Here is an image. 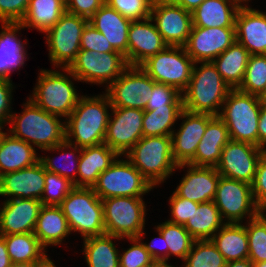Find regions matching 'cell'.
Listing matches in <instances>:
<instances>
[{
	"mask_svg": "<svg viewBox=\"0 0 266 267\" xmlns=\"http://www.w3.org/2000/svg\"><path fill=\"white\" fill-rule=\"evenodd\" d=\"M260 98H261V101L266 103V91L263 93V95Z\"/></svg>",
	"mask_w": 266,
	"mask_h": 267,
	"instance_id": "obj_66",
	"label": "cell"
},
{
	"mask_svg": "<svg viewBox=\"0 0 266 267\" xmlns=\"http://www.w3.org/2000/svg\"><path fill=\"white\" fill-rule=\"evenodd\" d=\"M132 21L104 3L89 19L103 33L113 49L126 57L128 62V29Z\"/></svg>",
	"mask_w": 266,
	"mask_h": 267,
	"instance_id": "obj_25",
	"label": "cell"
},
{
	"mask_svg": "<svg viewBox=\"0 0 266 267\" xmlns=\"http://www.w3.org/2000/svg\"><path fill=\"white\" fill-rule=\"evenodd\" d=\"M150 18L168 46H185L192 30L191 12L169 0H153Z\"/></svg>",
	"mask_w": 266,
	"mask_h": 267,
	"instance_id": "obj_15",
	"label": "cell"
},
{
	"mask_svg": "<svg viewBox=\"0 0 266 267\" xmlns=\"http://www.w3.org/2000/svg\"><path fill=\"white\" fill-rule=\"evenodd\" d=\"M250 53L238 41L227 48L212 62L223 80L232 88H238L244 78Z\"/></svg>",
	"mask_w": 266,
	"mask_h": 267,
	"instance_id": "obj_33",
	"label": "cell"
},
{
	"mask_svg": "<svg viewBox=\"0 0 266 267\" xmlns=\"http://www.w3.org/2000/svg\"><path fill=\"white\" fill-rule=\"evenodd\" d=\"M253 267H266V261L253 263Z\"/></svg>",
	"mask_w": 266,
	"mask_h": 267,
	"instance_id": "obj_64",
	"label": "cell"
},
{
	"mask_svg": "<svg viewBox=\"0 0 266 267\" xmlns=\"http://www.w3.org/2000/svg\"><path fill=\"white\" fill-rule=\"evenodd\" d=\"M154 229H158L164 237L165 248H168V260L173 255L184 261L195 241L184 225L166 220L155 226Z\"/></svg>",
	"mask_w": 266,
	"mask_h": 267,
	"instance_id": "obj_40",
	"label": "cell"
},
{
	"mask_svg": "<svg viewBox=\"0 0 266 267\" xmlns=\"http://www.w3.org/2000/svg\"><path fill=\"white\" fill-rule=\"evenodd\" d=\"M181 267H225L226 261L211 239L195 240Z\"/></svg>",
	"mask_w": 266,
	"mask_h": 267,
	"instance_id": "obj_41",
	"label": "cell"
},
{
	"mask_svg": "<svg viewBox=\"0 0 266 267\" xmlns=\"http://www.w3.org/2000/svg\"><path fill=\"white\" fill-rule=\"evenodd\" d=\"M177 168H187L186 174L174 191L179 197L197 203L213 201L220 178V174L215 167L179 164Z\"/></svg>",
	"mask_w": 266,
	"mask_h": 267,
	"instance_id": "obj_23",
	"label": "cell"
},
{
	"mask_svg": "<svg viewBox=\"0 0 266 267\" xmlns=\"http://www.w3.org/2000/svg\"><path fill=\"white\" fill-rule=\"evenodd\" d=\"M89 20L65 12L57 23L45 32L49 60L53 67L69 68L77 58L82 31Z\"/></svg>",
	"mask_w": 266,
	"mask_h": 267,
	"instance_id": "obj_10",
	"label": "cell"
},
{
	"mask_svg": "<svg viewBox=\"0 0 266 267\" xmlns=\"http://www.w3.org/2000/svg\"><path fill=\"white\" fill-rule=\"evenodd\" d=\"M160 107H183L182 94L173 86L156 82L144 111Z\"/></svg>",
	"mask_w": 266,
	"mask_h": 267,
	"instance_id": "obj_46",
	"label": "cell"
},
{
	"mask_svg": "<svg viewBox=\"0 0 266 267\" xmlns=\"http://www.w3.org/2000/svg\"><path fill=\"white\" fill-rule=\"evenodd\" d=\"M123 238L103 234L83 239V255L88 267H120L119 253L113 240Z\"/></svg>",
	"mask_w": 266,
	"mask_h": 267,
	"instance_id": "obj_35",
	"label": "cell"
},
{
	"mask_svg": "<svg viewBox=\"0 0 266 267\" xmlns=\"http://www.w3.org/2000/svg\"><path fill=\"white\" fill-rule=\"evenodd\" d=\"M143 116L144 110L112 107L104 143L124 157L143 137Z\"/></svg>",
	"mask_w": 266,
	"mask_h": 267,
	"instance_id": "obj_16",
	"label": "cell"
},
{
	"mask_svg": "<svg viewBox=\"0 0 266 267\" xmlns=\"http://www.w3.org/2000/svg\"><path fill=\"white\" fill-rule=\"evenodd\" d=\"M128 67L126 57L120 52L99 53L94 50H80L68 69L79 82L103 84L107 88Z\"/></svg>",
	"mask_w": 266,
	"mask_h": 267,
	"instance_id": "obj_12",
	"label": "cell"
},
{
	"mask_svg": "<svg viewBox=\"0 0 266 267\" xmlns=\"http://www.w3.org/2000/svg\"><path fill=\"white\" fill-rule=\"evenodd\" d=\"M229 141L230 136L227 126L218 116H214L207 124L195 157L188 164L197 167L216 168L222 149Z\"/></svg>",
	"mask_w": 266,
	"mask_h": 267,
	"instance_id": "obj_27",
	"label": "cell"
},
{
	"mask_svg": "<svg viewBox=\"0 0 266 267\" xmlns=\"http://www.w3.org/2000/svg\"><path fill=\"white\" fill-rule=\"evenodd\" d=\"M225 224L214 201L194 204V211L184 228L195 240L211 239Z\"/></svg>",
	"mask_w": 266,
	"mask_h": 267,
	"instance_id": "obj_36",
	"label": "cell"
},
{
	"mask_svg": "<svg viewBox=\"0 0 266 267\" xmlns=\"http://www.w3.org/2000/svg\"><path fill=\"white\" fill-rule=\"evenodd\" d=\"M15 86L12 80L0 79V125L8 124L12 114V92Z\"/></svg>",
	"mask_w": 266,
	"mask_h": 267,
	"instance_id": "obj_53",
	"label": "cell"
},
{
	"mask_svg": "<svg viewBox=\"0 0 266 267\" xmlns=\"http://www.w3.org/2000/svg\"><path fill=\"white\" fill-rule=\"evenodd\" d=\"M242 92L261 97L266 91V54L250 55L241 85Z\"/></svg>",
	"mask_w": 266,
	"mask_h": 267,
	"instance_id": "obj_42",
	"label": "cell"
},
{
	"mask_svg": "<svg viewBox=\"0 0 266 267\" xmlns=\"http://www.w3.org/2000/svg\"><path fill=\"white\" fill-rule=\"evenodd\" d=\"M150 17L132 21L128 29V64L140 66L148 58L163 51L168 45Z\"/></svg>",
	"mask_w": 266,
	"mask_h": 267,
	"instance_id": "obj_20",
	"label": "cell"
},
{
	"mask_svg": "<svg viewBox=\"0 0 266 267\" xmlns=\"http://www.w3.org/2000/svg\"><path fill=\"white\" fill-rule=\"evenodd\" d=\"M229 1L235 4L238 8L250 7V5L248 6V2H250V0H229Z\"/></svg>",
	"mask_w": 266,
	"mask_h": 267,
	"instance_id": "obj_60",
	"label": "cell"
},
{
	"mask_svg": "<svg viewBox=\"0 0 266 267\" xmlns=\"http://www.w3.org/2000/svg\"><path fill=\"white\" fill-rule=\"evenodd\" d=\"M231 89L213 62H195L189 84L181 93L183 109L192 113L219 116Z\"/></svg>",
	"mask_w": 266,
	"mask_h": 267,
	"instance_id": "obj_3",
	"label": "cell"
},
{
	"mask_svg": "<svg viewBox=\"0 0 266 267\" xmlns=\"http://www.w3.org/2000/svg\"><path fill=\"white\" fill-rule=\"evenodd\" d=\"M194 61L183 46H167L140 67L157 83L175 87L182 93L188 86Z\"/></svg>",
	"mask_w": 266,
	"mask_h": 267,
	"instance_id": "obj_11",
	"label": "cell"
},
{
	"mask_svg": "<svg viewBox=\"0 0 266 267\" xmlns=\"http://www.w3.org/2000/svg\"><path fill=\"white\" fill-rule=\"evenodd\" d=\"M36 267H56V265L47 254L41 261L36 262Z\"/></svg>",
	"mask_w": 266,
	"mask_h": 267,
	"instance_id": "obj_59",
	"label": "cell"
},
{
	"mask_svg": "<svg viewBox=\"0 0 266 267\" xmlns=\"http://www.w3.org/2000/svg\"><path fill=\"white\" fill-rule=\"evenodd\" d=\"M74 188L67 178L45 170V185L41 202L43 205L59 206Z\"/></svg>",
	"mask_w": 266,
	"mask_h": 267,
	"instance_id": "obj_44",
	"label": "cell"
},
{
	"mask_svg": "<svg viewBox=\"0 0 266 267\" xmlns=\"http://www.w3.org/2000/svg\"><path fill=\"white\" fill-rule=\"evenodd\" d=\"M33 233L45 249L61 245L72 234L61 207L51 205L42 206Z\"/></svg>",
	"mask_w": 266,
	"mask_h": 267,
	"instance_id": "obj_29",
	"label": "cell"
},
{
	"mask_svg": "<svg viewBox=\"0 0 266 267\" xmlns=\"http://www.w3.org/2000/svg\"><path fill=\"white\" fill-rule=\"evenodd\" d=\"M169 1L178 6H181L185 10L192 12L205 0H169Z\"/></svg>",
	"mask_w": 266,
	"mask_h": 267,
	"instance_id": "obj_57",
	"label": "cell"
},
{
	"mask_svg": "<svg viewBox=\"0 0 266 267\" xmlns=\"http://www.w3.org/2000/svg\"><path fill=\"white\" fill-rule=\"evenodd\" d=\"M18 115L12 112L6 131L35 149L44 150L65 141V121L35 105L29 98Z\"/></svg>",
	"mask_w": 266,
	"mask_h": 267,
	"instance_id": "obj_2",
	"label": "cell"
},
{
	"mask_svg": "<svg viewBox=\"0 0 266 267\" xmlns=\"http://www.w3.org/2000/svg\"><path fill=\"white\" fill-rule=\"evenodd\" d=\"M171 218L167 221L185 225L194 211V204H200L191 200L179 197L174 191L169 198Z\"/></svg>",
	"mask_w": 266,
	"mask_h": 267,
	"instance_id": "obj_49",
	"label": "cell"
},
{
	"mask_svg": "<svg viewBox=\"0 0 266 267\" xmlns=\"http://www.w3.org/2000/svg\"><path fill=\"white\" fill-rule=\"evenodd\" d=\"M143 197L102 199L106 234L120 238L138 237L145 229L147 215Z\"/></svg>",
	"mask_w": 266,
	"mask_h": 267,
	"instance_id": "obj_8",
	"label": "cell"
},
{
	"mask_svg": "<svg viewBox=\"0 0 266 267\" xmlns=\"http://www.w3.org/2000/svg\"><path fill=\"white\" fill-rule=\"evenodd\" d=\"M66 12L88 20L105 3V0H65Z\"/></svg>",
	"mask_w": 266,
	"mask_h": 267,
	"instance_id": "obj_52",
	"label": "cell"
},
{
	"mask_svg": "<svg viewBox=\"0 0 266 267\" xmlns=\"http://www.w3.org/2000/svg\"><path fill=\"white\" fill-rule=\"evenodd\" d=\"M210 114L192 113L182 110L178 119L182 120L180 128L171 134L172 156L179 164H188L194 157L208 122Z\"/></svg>",
	"mask_w": 266,
	"mask_h": 267,
	"instance_id": "obj_19",
	"label": "cell"
},
{
	"mask_svg": "<svg viewBox=\"0 0 266 267\" xmlns=\"http://www.w3.org/2000/svg\"><path fill=\"white\" fill-rule=\"evenodd\" d=\"M5 239L7 252L12 263L39 262L47 254L34 233L1 235Z\"/></svg>",
	"mask_w": 266,
	"mask_h": 267,
	"instance_id": "obj_37",
	"label": "cell"
},
{
	"mask_svg": "<svg viewBox=\"0 0 266 267\" xmlns=\"http://www.w3.org/2000/svg\"><path fill=\"white\" fill-rule=\"evenodd\" d=\"M225 267H253V262L248 258L243 260L230 261L226 263Z\"/></svg>",
	"mask_w": 266,
	"mask_h": 267,
	"instance_id": "obj_58",
	"label": "cell"
},
{
	"mask_svg": "<svg viewBox=\"0 0 266 267\" xmlns=\"http://www.w3.org/2000/svg\"><path fill=\"white\" fill-rule=\"evenodd\" d=\"M62 71L41 69L29 99L46 112L66 120L82 95L74 86V81L79 80L68 68Z\"/></svg>",
	"mask_w": 266,
	"mask_h": 267,
	"instance_id": "obj_4",
	"label": "cell"
},
{
	"mask_svg": "<svg viewBox=\"0 0 266 267\" xmlns=\"http://www.w3.org/2000/svg\"><path fill=\"white\" fill-rule=\"evenodd\" d=\"M29 0H0V23H21Z\"/></svg>",
	"mask_w": 266,
	"mask_h": 267,
	"instance_id": "obj_50",
	"label": "cell"
},
{
	"mask_svg": "<svg viewBox=\"0 0 266 267\" xmlns=\"http://www.w3.org/2000/svg\"><path fill=\"white\" fill-rule=\"evenodd\" d=\"M156 230V232L158 233L157 238H153L148 244L146 242H143V245L145 249L150 253L154 261H168V248H165L164 237L158 229ZM157 242H159V247L161 249L159 247H156L158 245Z\"/></svg>",
	"mask_w": 266,
	"mask_h": 267,
	"instance_id": "obj_54",
	"label": "cell"
},
{
	"mask_svg": "<svg viewBox=\"0 0 266 267\" xmlns=\"http://www.w3.org/2000/svg\"><path fill=\"white\" fill-rule=\"evenodd\" d=\"M65 12V0H29L21 24L24 28H33L45 33L57 23Z\"/></svg>",
	"mask_w": 266,
	"mask_h": 267,
	"instance_id": "obj_34",
	"label": "cell"
},
{
	"mask_svg": "<svg viewBox=\"0 0 266 267\" xmlns=\"http://www.w3.org/2000/svg\"><path fill=\"white\" fill-rule=\"evenodd\" d=\"M3 128H4V126L0 125V143H1L2 139H3V137L5 136V134L7 133L5 131L4 132L2 131Z\"/></svg>",
	"mask_w": 266,
	"mask_h": 267,
	"instance_id": "obj_65",
	"label": "cell"
},
{
	"mask_svg": "<svg viewBox=\"0 0 266 267\" xmlns=\"http://www.w3.org/2000/svg\"><path fill=\"white\" fill-rule=\"evenodd\" d=\"M152 267H175L168 263V261H154Z\"/></svg>",
	"mask_w": 266,
	"mask_h": 267,
	"instance_id": "obj_62",
	"label": "cell"
},
{
	"mask_svg": "<svg viewBox=\"0 0 266 267\" xmlns=\"http://www.w3.org/2000/svg\"><path fill=\"white\" fill-rule=\"evenodd\" d=\"M42 206L37 199H6L0 205V235L32 233Z\"/></svg>",
	"mask_w": 266,
	"mask_h": 267,
	"instance_id": "obj_21",
	"label": "cell"
},
{
	"mask_svg": "<svg viewBox=\"0 0 266 267\" xmlns=\"http://www.w3.org/2000/svg\"><path fill=\"white\" fill-rule=\"evenodd\" d=\"M258 147L266 149V103L263 101L258 123Z\"/></svg>",
	"mask_w": 266,
	"mask_h": 267,
	"instance_id": "obj_55",
	"label": "cell"
},
{
	"mask_svg": "<svg viewBox=\"0 0 266 267\" xmlns=\"http://www.w3.org/2000/svg\"><path fill=\"white\" fill-rule=\"evenodd\" d=\"M235 40V27L192 26L189 39L184 47L194 62H212Z\"/></svg>",
	"mask_w": 266,
	"mask_h": 267,
	"instance_id": "obj_18",
	"label": "cell"
},
{
	"mask_svg": "<svg viewBox=\"0 0 266 267\" xmlns=\"http://www.w3.org/2000/svg\"><path fill=\"white\" fill-rule=\"evenodd\" d=\"M264 150L248 142L230 140L222 149L216 169L222 177L252 184Z\"/></svg>",
	"mask_w": 266,
	"mask_h": 267,
	"instance_id": "obj_17",
	"label": "cell"
},
{
	"mask_svg": "<svg viewBox=\"0 0 266 267\" xmlns=\"http://www.w3.org/2000/svg\"><path fill=\"white\" fill-rule=\"evenodd\" d=\"M45 185V168L38 161L35 165L0 176V196L8 199L41 200Z\"/></svg>",
	"mask_w": 266,
	"mask_h": 267,
	"instance_id": "obj_22",
	"label": "cell"
},
{
	"mask_svg": "<svg viewBox=\"0 0 266 267\" xmlns=\"http://www.w3.org/2000/svg\"><path fill=\"white\" fill-rule=\"evenodd\" d=\"M112 109L106 93L82 95L72 113L65 120V140L77 147H91L104 143Z\"/></svg>",
	"mask_w": 266,
	"mask_h": 267,
	"instance_id": "obj_1",
	"label": "cell"
},
{
	"mask_svg": "<svg viewBox=\"0 0 266 267\" xmlns=\"http://www.w3.org/2000/svg\"><path fill=\"white\" fill-rule=\"evenodd\" d=\"M125 157L154 188L166 182L178 166L172 156L171 136H143Z\"/></svg>",
	"mask_w": 266,
	"mask_h": 267,
	"instance_id": "obj_5",
	"label": "cell"
},
{
	"mask_svg": "<svg viewBox=\"0 0 266 267\" xmlns=\"http://www.w3.org/2000/svg\"><path fill=\"white\" fill-rule=\"evenodd\" d=\"M261 98L239 89H231L222 105L219 118L228 128L230 140L258 146V123Z\"/></svg>",
	"mask_w": 266,
	"mask_h": 267,
	"instance_id": "obj_6",
	"label": "cell"
},
{
	"mask_svg": "<svg viewBox=\"0 0 266 267\" xmlns=\"http://www.w3.org/2000/svg\"><path fill=\"white\" fill-rule=\"evenodd\" d=\"M36 150L29 143L6 133L0 143V176L35 165L40 159Z\"/></svg>",
	"mask_w": 266,
	"mask_h": 267,
	"instance_id": "obj_30",
	"label": "cell"
},
{
	"mask_svg": "<svg viewBox=\"0 0 266 267\" xmlns=\"http://www.w3.org/2000/svg\"><path fill=\"white\" fill-rule=\"evenodd\" d=\"M213 201L225 223H243L258 215L251 184L244 181L220 176Z\"/></svg>",
	"mask_w": 266,
	"mask_h": 267,
	"instance_id": "obj_13",
	"label": "cell"
},
{
	"mask_svg": "<svg viewBox=\"0 0 266 267\" xmlns=\"http://www.w3.org/2000/svg\"><path fill=\"white\" fill-rule=\"evenodd\" d=\"M257 216L266 224V208H259Z\"/></svg>",
	"mask_w": 266,
	"mask_h": 267,
	"instance_id": "obj_63",
	"label": "cell"
},
{
	"mask_svg": "<svg viewBox=\"0 0 266 267\" xmlns=\"http://www.w3.org/2000/svg\"><path fill=\"white\" fill-rule=\"evenodd\" d=\"M183 107H160L144 111L143 136H171Z\"/></svg>",
	"mask_w": 266,
	"mask_h": 267,
	"instance_id": "obj_39",
	"label": "cell"
},
{
	"mask_svg": "<svg viewBox=\"0 0 266 267\" xmlns=\"http://www.w3.org/2000/svg\"><path fill=\"white\" fill-rule=\"evenodd\" d=\"M238 7L229 0H205L191 12L195 27H235Z\"/></svg>",
	"mask_w": 266,
	"mask_h": 267,
	"instance_id": "obj_32",
	"label": "cell"
},
{
	"mask_svg": "<svg viewBox=\"0 0 266 267\" xmlns=\"http://www.w3.org/2000/svg\"><path fill=\"white\" fill-rule=\"evenodd\" d=\"M69 229L83 239L106 234L102 200L92 187H74L59 205Z\"/></svg>",
	"mask_w": 266,
	"mask_h": 267,
	"instance_id": "obj_7",
	"label": "cell"
},
{
	"mask_svg": "<svg viewBox=\"0 0 266 267\" xmlns=\"http://www.w3.org/2000/svg\"><path fill=\"white\" fill-rule=\"evenodd\" d=\"M153 0H105V3L131 21L150 17Z\"/></svg>",
	"mask_w": 266,
	"mask_h": 267,
	"instance_id": "obj_47",
	"label": "cell"
},
{
	"mask_svg": "<svg viewBox=\"0 0 266 267\" xmlns=\"http://www.w3.org/2000/svg\"><path fill=\"white\" fill-rule=\"evenodd\" d=\"M81 50L97 51L99 53L104 52H117L113 49L107 38L98 31L91 23H87L82 31L80 40Z\"/></svg>",
	"mask_w": 266,
	"mask_h": 267,
	"instance_id": "obj_48",
	"label": "cell"
},
{
	"mask_svg": "<svg viewBox=\"0 0 266 267\" xmlns=\"http://www.w3.org/2000/svg\"><path fill=\"white\" fill-rule=\"evenodd\" d=\"M146 232L144 230L138 237L123 238L131 241L130 248L119 253V265L120 267H142L152 264L154 262L150 253L145 249L142 238Z\"/></svg>",
	"mask_w": 266,
	"mask_h": 267,
	"instance_id": "obj_45",
	"label": "cell"
},
{
	"mask_svg": "<svg viewBox=\"0 0 266 267\" xmlns=\"http://www.w3.org/2000/svg\"><path fill=\"white\" fill-rule=\"evenodd\" d=\"M25 29L21 23H1L0 30V79L11 80V73L20 70L27 58V43L18 39L17 33ZM24 43V44H23Z\"/></svg>",
	"mask_w": 266,
	"mask_h": 267,
	"instance_id": "obj_26",
	"label": "cell"
},
{
	"mask_svg": "<svg viewBox=\"0 0 266 267\" xmlns=\"http://www.w3.org/2000/svg\"><path fill=\"white\" fill-rule=\"evenodd\" d=\"M155 83L140 66H129L105 88V93L114 108L145 110Z\"/></svg>",
	"mask_w": 266,
	"mask_h": 267,
	"instance_id": "obj_14",
	"label": "cell"
},
{
	"mask_svg": "<svg viewBox=\"0 0 266 267\" xmlns=\"http://www.w3.org/2000/svg\"><path fill=\"white\" fill-rule=\"evenodd\" d=\"M152 266H153V263L149 264V265L142 266V267H152Z\"/></svg>",
	"mask_w": 266,
	"mask_h": 267,
	"instance_id": "obj_67",
	"label": "cell"
},
{
	"mask_svg": "<svg viewBox=\"0 0 266 267\" xmlns=\"http://www.w3.org/2000/svg\"><path fill=\"white\" fill-rule=\"evenodd\" d=\"M251 187L254 200L259 208H266V149L258 161L255 178Z\"/></svg>",
	"mask_w": 266,
	"mask_h": 267,
	"instance_id": "obj_51",
	"label": "cell"
},
{
	"mask_svg": "<svg viewBox=\"0 0 266 267\" xmlns=\"http://www.w3.org/2000/svg\"><path fill=\"white\" fill-rule=\"evenodd\" d=\"M95 194L102 200L111 197H144L154 187L126 160L119 157L93 185Z\"/></svg>",
	"mask_w": 266,
	"mask_h": 267,
	"instance_id": "obj_9",
	"label": "cell"
},
{
	"mask_svg": "<svg viewBox=\"0 0 266 267\" xmlns=\"http://www.w3.org/2000/svg\"><path fill=\"white\" fill-rule=\"evenodd\" d=\"M11 264L5 239L0 235V267H11Z\"/></svg>",
	"mask_w": 266,
	"mask_h": 267,
	"instance_id": "obj_56",
	"label": "cell"
},
{
	"mask_svg": "<svg viewBox=\"0 0 266 267\" xmlns=\"http://www.w3.org/2000/svg\"><path fill=\"white\" fill-rule=\"evenodd\" d=\"M236 41L250 55L266 54V12L252 7L239 8L235 17Z\"/></svg>",
	"mask_w": 266,
	"mask_h": 267,
	"instance_id": "obj_24",
	"label": "cell"
},
{
	"mask_svg": "<svg viewBox=\"0 0 266 267\" xmlns=\"http://www.w3.org/2000/svg\"><path fill=\"white\" fill-rule=\"evenodd\" d=\"M81 150L82 148L72 145L65 140L64 142L54 147L42 150L46 152L58 151L59 154L61 153L60 158H62L63 160V163H61L62 166L64 165L63 167L58 165L60 158L59 159L57 158V161H58L57 162L55 161L56 159H54V157L51 158L47 155V156H42V157L40 156L39 161L43 164L46 171L56 173L60 176H63L69 179L74 184V187H77V173H78L79 158H80ZM76 153L78 154L76 155ZM71 166H73L72 173H71V170L68 169Z\"/></svg>",
	"mask_w": 266,
	"mask_h": 267,
	"instance_id": "obj_38",
	"label": "cell"
},
{
	"mask_svg": "<svg viewBox=\"0 0 266 267\" xmlns=\"http://www.w3.org/2000/svg\"><path fill=\"white\" fill-rule=\"evenodd\" d=\"M121 156L105 143L84 147L79 158L77 187H93L98 176Z\"/></svg>",
	"mask_w": 266,
	"mask_h": 267,
	"instance_id": "obj_28",
	"label": "cell"
},
{
	"mask_svg": "<svg viewBox=\"0 0 266 267\" xmlns=\"http://www.w3.org/2000/svg\"><path fill=\"white\" fill-rule=\"evenodd\" d=\"M248 249L250 259L253 263L266 261V224L256 216L245 222Z\"/></svg>",
	"mask_w": 266,
	"mask_h": 267,
	"instance_id": "obj_43",
	"label": "cell"
},
{
	"mask_svg": "<svg viewBox=\"0 0 266 267\" xmlns=\"http://www.w3.org/2000/svg\"><path fill=\"white\" fill-rule=\"evenodd\" d=\"M226 262L247 259L249 255L246 227L242 223H225L211 238Z\"/></svg>",
	"mask_w": 266,
	"mask_h": 267,
	"instance_id": "obj_31",
	"label": "cell"
},
{
	"mask_svg": "<svg viewBox=\"0 0 266 267\" xmlns=\"http://www.w3.org/2000/svg\"><path fill=\"white\" fill-rule=\"evenodd\" d=\"M11 267H36V262H19L12 263Z\"/></svg>",
	"mask_w": 266,
	"mask_h": 267,
	"instance_id": "obj_61",
	"label": "cell"
}]
</instances>
